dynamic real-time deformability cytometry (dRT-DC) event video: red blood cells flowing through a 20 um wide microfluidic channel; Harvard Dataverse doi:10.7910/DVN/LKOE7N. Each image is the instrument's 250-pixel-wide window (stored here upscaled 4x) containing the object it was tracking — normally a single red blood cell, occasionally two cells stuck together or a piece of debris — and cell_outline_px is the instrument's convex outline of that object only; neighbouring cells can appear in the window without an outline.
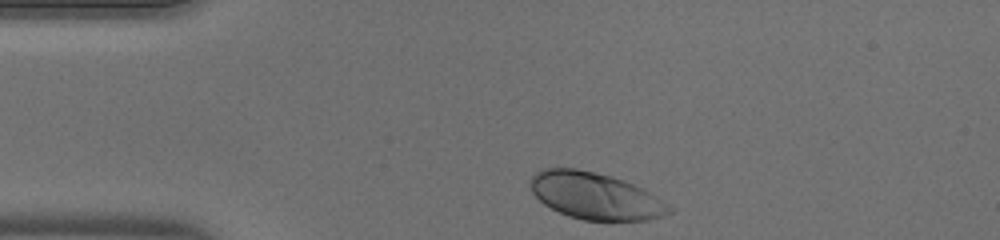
{"species": "human", "species_latin": "Homo sapiens", "temperature_condition": "warm", "stored_images_in_passage": 29, "camera_frame_rate_fps": 3000, "um_per_image_px": 0.085, "donor": {"sex": "male"}, "frame": {"image": 1, "passage_image": 1, "time_ms": 0.0, "image_size_px": [1000, 240], "cell_outline_px": [[672, 212], [648, 220], [584, 220], [568, 216], [544, 204], [532, 192], [528, 184], [532, 176], [536, 172], [544, 168], [576, 168], [612, 176], [624, 180], [648, 192], [668, 204], [672, 208]], "centroid_in_image_um": [50.56, 16.64], "position_along_channel_um": 34.4, "area_um2": 37.51}}
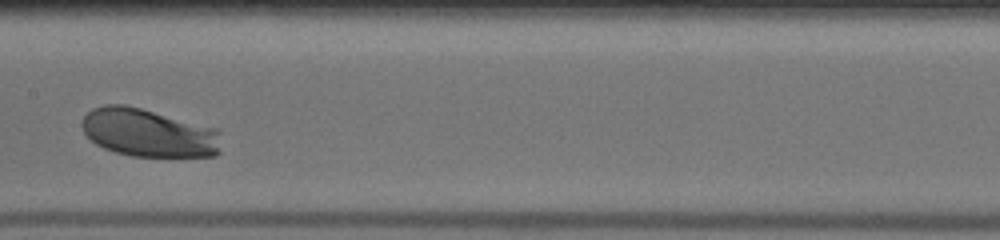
{"frame": {"image": 2, "passage_image": 15, "time_ms": 4.667, "image_size_px": [1000, 240], "cell_outline_px": [[220, 152], [216, 156], [132, 156], [116, 152], [104, 148], [96, 144], [84, 132], [80, 124], [84, 116], [92, 108], [104, 104], [124, 104], [220, 128]], "centroid_in_image_um": [12.66, 11.28], "position_along_channel_um": 194.7, "area_um2": 39.42}}
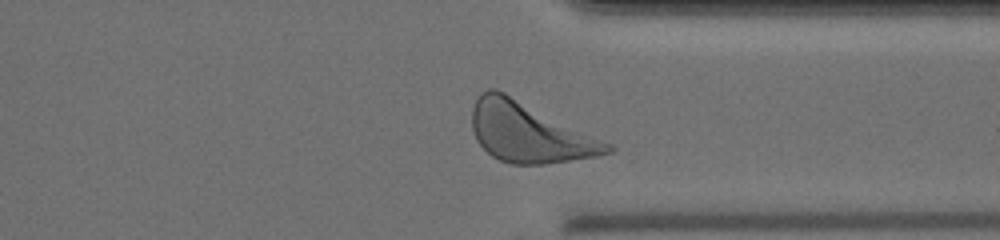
{"frame": {"image": 3, "passage_image": 27, "time_ms": 8.667, "image_size_px": [1000, 240], "cell_outline_px": [[616, 148], [612, 152], [596, 156], [544, 164], [512, 164], [500, 160], [492, 156], [476, 140], [472, 128], [472, 108], [480, 92], [488, 88], [496, 88], [612, 144]], "centroid_in_image_um": [44.96, 11.25], "position_along_channel_um": 366.4, "area_um2": 46.82}}